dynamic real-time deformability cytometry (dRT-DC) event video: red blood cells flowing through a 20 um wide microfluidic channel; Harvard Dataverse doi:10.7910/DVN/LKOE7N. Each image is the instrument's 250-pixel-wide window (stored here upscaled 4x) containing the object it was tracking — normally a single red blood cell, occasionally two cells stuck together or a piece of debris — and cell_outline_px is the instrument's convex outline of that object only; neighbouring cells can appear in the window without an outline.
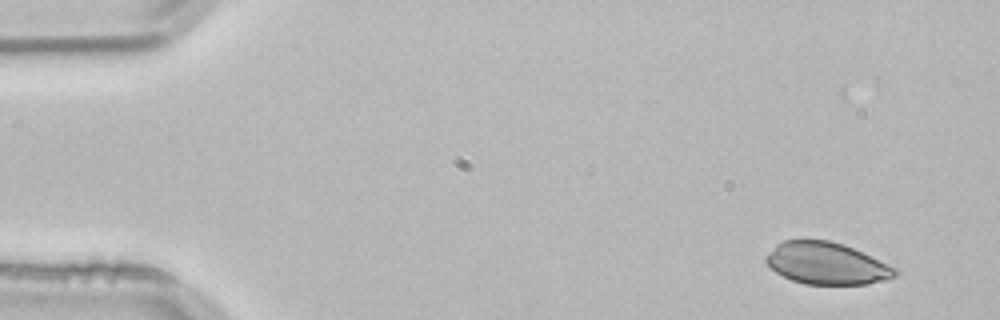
{"species": "common noctule bat (a hibernating species)", "species_latin": "Nyctalus noctula", "temperature_condition": "room temperature", "stored_images_in_passage": 38, "camera_frame_rate_fps": 3000, "um_per_image_px": 0.085, "animal": {"sex": "male", "body_mass_g": 21.5, "forearm_length_mm": 52.0}, "frame": {"image": 1, "passage_image": 1, "time_ms": 0.0, "image_size_px": [1000, 320], "cell_outline_px": [[900, 272], [896, 276], [888, 280], [868, 284], [804, 284], [792, 280], [776, 272], [764, 260], [764, 256], [776, 244], [784, 240], [828, 240], [844, 244], [896, 268]], "centroid_in_image_um": [70.26, 22.39], "position_along_channel_um": 14.7, "area_um2": 31.56}}
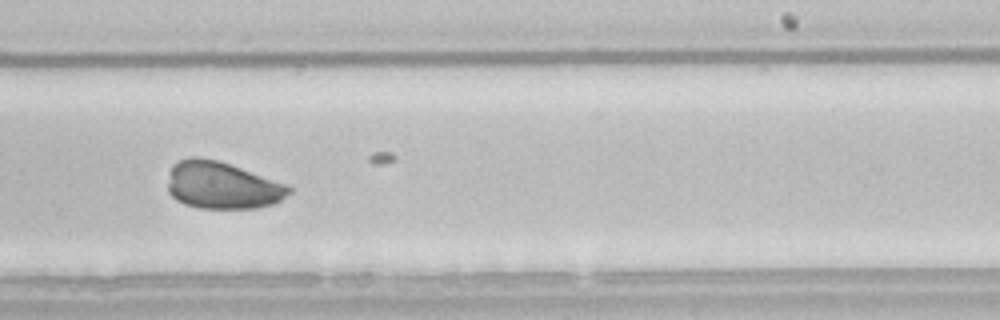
{"frame": {"image": 2, "passage_image": 30, "time_ms": 9.667, "image_size_px": [1000, 320], "cell_outline_px": [[292, 192], [276, 204], [256, 208], [200, 208], [184, 204], [176, 200], [168, 192], [168, 172], [172, 164], [180, 160], [192, 156], [200, 156], [216, 160], [288, 184], [292, 188]], "centroid_in_image_um": [18.88, 15.76], "position_along_channel_um": 270.1, "area_um2": 33.58}}